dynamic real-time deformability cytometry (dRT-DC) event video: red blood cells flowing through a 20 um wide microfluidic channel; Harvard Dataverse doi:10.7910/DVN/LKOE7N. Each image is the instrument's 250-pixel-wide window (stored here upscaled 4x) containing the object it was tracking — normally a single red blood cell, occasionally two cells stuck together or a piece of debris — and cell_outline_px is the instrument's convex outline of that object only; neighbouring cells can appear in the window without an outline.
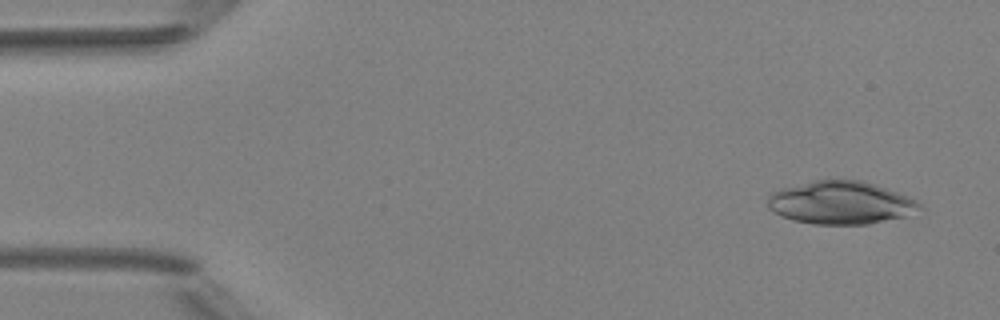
{"species": "Egyptian fruit bat (a non-hibernating species)", "species_latin": "Rousettus aegyptiacus", "temperature_condition": "room temperature", "stored_images_in_passage": 3, "camera_frame_rate_fps": 3000, "um_per_image_px": 0.085, "animal": {"sex": "female"}, "frame": {"image": 1, "passage_image": 1, "time_ms": 0.0, "image_size_px": [1000, 320], "cell_outline_px": [[924, 208], [904, 216], [868, 224], [812, 224], [792, 220], [780, 216], [768, 208], [768, 192], [780, 188], [812, 180], [860, 180], [876, 184], [916, 200]], "centroid_in_image_um": [71.4, 17.22], "position_along_channel_um": 13.6, "area_um2": 38.09}}